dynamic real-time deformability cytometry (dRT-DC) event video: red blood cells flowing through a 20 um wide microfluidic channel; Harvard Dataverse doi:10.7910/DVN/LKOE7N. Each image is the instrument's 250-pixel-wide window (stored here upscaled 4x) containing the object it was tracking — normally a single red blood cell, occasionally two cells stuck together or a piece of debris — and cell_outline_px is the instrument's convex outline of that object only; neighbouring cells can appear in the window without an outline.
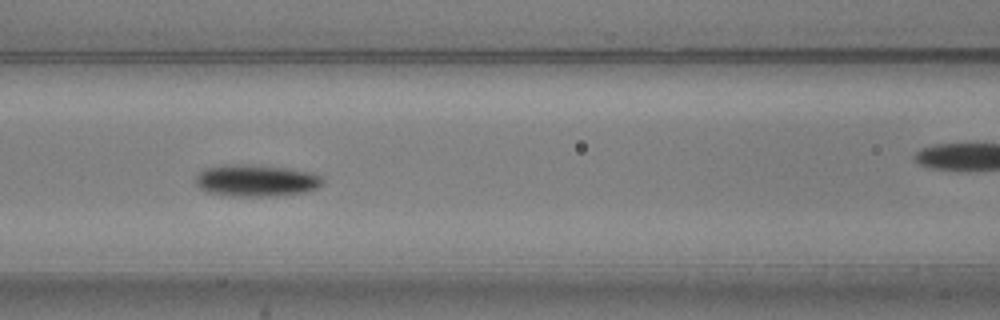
{"species": "common noctule bat (a hibernating species)", "species_latin": "Nyctalus noctula", "temperature_condition": "warm", "stored_images_in_passage": 7, "camera_frame_rate_fps": 3000, "um_per_image_px": 0.085, "animal": {"sex": "male", "body_mass_g": 20.5, "forearm_length_mm": 52.5}, "frame": {"image": 1, "passage_image": 6, "time_ms": 1.667, "image_size_px": [1000, 320], "cell_outline_px": [[324, 184], [308, 192], [276, 196], [232, 196], [208, 192], [200, 188], [196, 184], [196, 176], [204, 168], [216, 164], [256, 164], [288, 168], [308, 172], [320, 176], [324, 180]], "centroid_in_image_um": [21.76, 15.33], "position_along_channel_um": 144.8, "area_um2": 23.99}}